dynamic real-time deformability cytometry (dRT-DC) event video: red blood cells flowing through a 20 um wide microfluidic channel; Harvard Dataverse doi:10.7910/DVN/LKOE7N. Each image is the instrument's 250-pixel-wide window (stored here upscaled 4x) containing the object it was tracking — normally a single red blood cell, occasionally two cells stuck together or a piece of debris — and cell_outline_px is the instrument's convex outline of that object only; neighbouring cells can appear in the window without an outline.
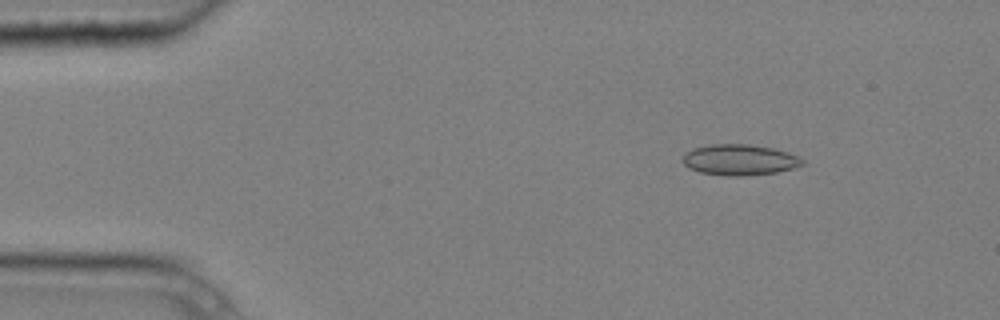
{"species": "common noctule bat (a hibernating species)", "species_latin": "Nyctalus noctula", "temperature_condition": "cold", "stored_images_in_passage": 4, "camera_frame_rate_fps": 3000, "um_per_image_px": 0.085, "animal": {"sex": "male", "body_mass_g": 20.4}, "frame": {"image": 1, "passage_image": 2, "time_ms": 0.333, "image_size_px": [1000, 320], "cell_outline_px": [[804, 164], [792, 168], [776, 172], [744, 176], [728, 176], [700, 172], [688, 168], [680, 160], [680, 156], [684, 152], [692, 148], [708, 144], [748, 144], [772, 148], [788, 152], [804, 160]], "centroid_in_image_um": [62.78, 13.58], "position_along_channel_um": 22.2, "area_um2": 21.73}}
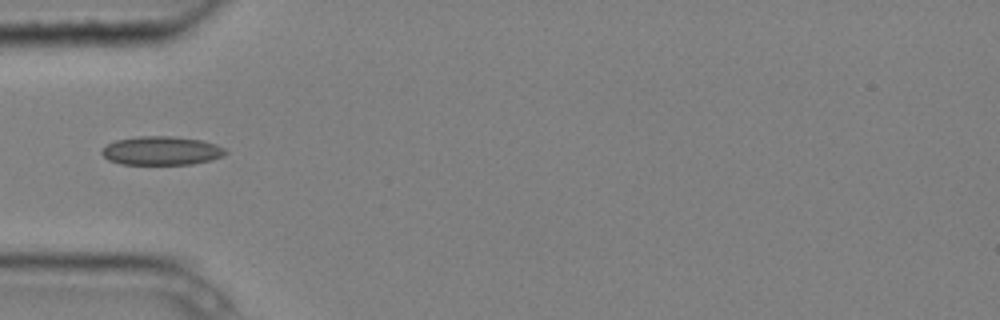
{"frame": {"image": 2, "passage_image": 4, "time_ms": 1.0, "image_size_px": [1000, 320], "cell_outline_px": [[228, 152], [224, 156], [212, 160], [192, 164], [120, 164], [108, 160], [100, 152], [108, 144], [116, 140], [140, 136], [172, 136], [200, 140], [216, 144], [224, 148]], "centroid_in_image_um": [13.75, 12.81], "position_along_channel_um": 71.3, "area_um2": 20.69}}